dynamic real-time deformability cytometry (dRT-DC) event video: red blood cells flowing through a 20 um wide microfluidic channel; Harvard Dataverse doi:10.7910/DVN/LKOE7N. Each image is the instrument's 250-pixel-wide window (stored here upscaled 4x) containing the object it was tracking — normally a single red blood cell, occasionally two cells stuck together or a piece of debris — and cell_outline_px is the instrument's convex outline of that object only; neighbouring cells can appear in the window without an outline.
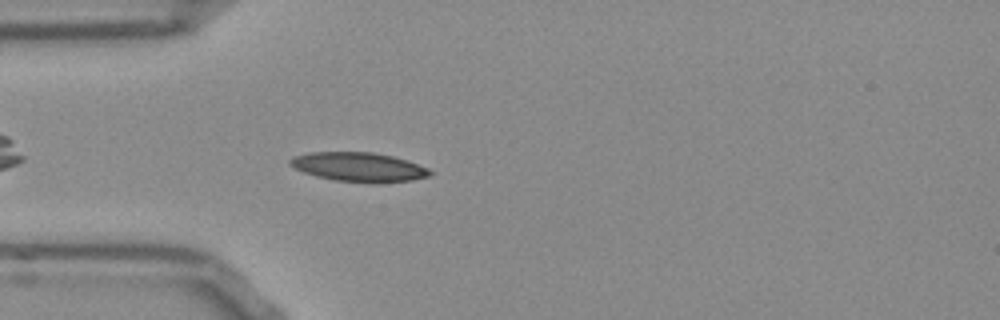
{"species": "Egyptian fruit bat (a non-hibernating species)", "species_latin": "Rousettus aegyptiacus", "temperature_condition": "room temperature", "stored_images_in_passage": 42, "camera_frame_rate_fps": 3000, "um_per_image_px": 0.085, "frame": {"image": 1, "passage_image": 4, "time_ms": 1.0, "image_size_px": [1000, 320], "cell_outline_px": [[432, 172], [428, 176], [412, 180], [376, 184], [372, 184], [336, 180], [316, 176], [304, 172], [288, 164], [288, 160], [292, 156], [308, 152], [372, 152], [392, 156], [428, 168]], "centroid_in_image_um": [30.46, 14.2], "position_along_channel_um": 54.5, "area_um2": 23.87}}
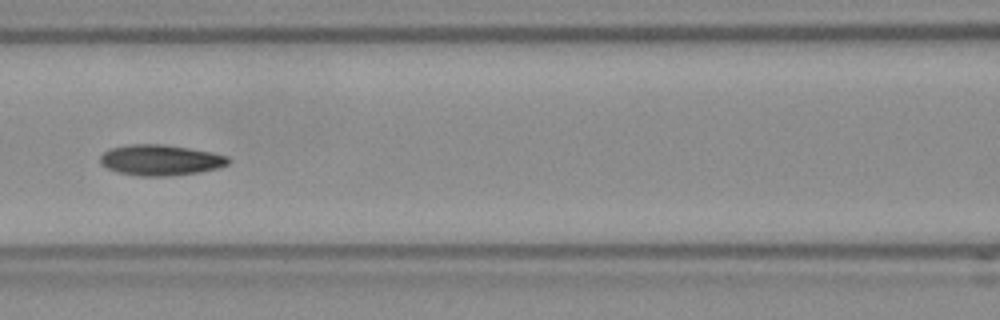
{"frame": {"image": 2, "passage_image": 12, "time_ms": 3.667, "image_size_px": [1000, 320], "cell_outline_px": [[228, 164], [216, 168], [196, 172], [168, 176], [140, 176], [116, 172], [100, 164], [100, 156], [104, 152], [112, 148], [128, 144], [164, 144], [212, 152], [228, 156]], "centroid_in_image_um": [13.6, 13.6], "position_along_channel_um": 153.0, "area_um2": 22.77}}
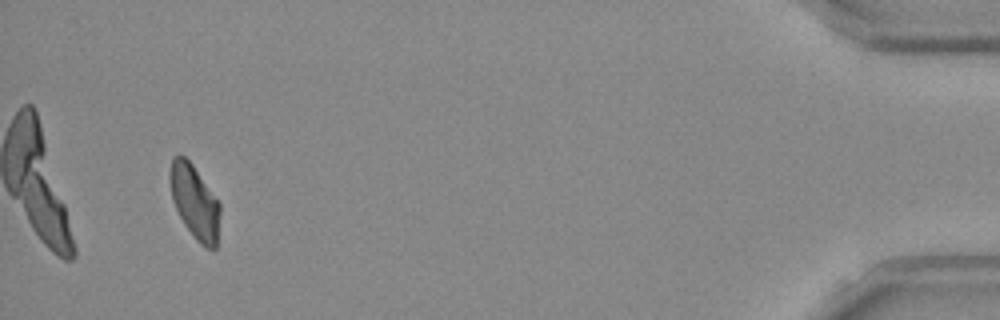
{"frame": {"image": 3, "passage_image": 39, "time_ms": 12.667, "image_size_px": [1000, 320], "cell_outline_px": [[220, 212], [216, 248], [208, 248], [200, 244], [196, 240], [184, 224], [172, 200], [168, 176], [172, 156], [184, 156], [192, 164], [220, 204]], "centroid_in_image_um": [16.52, 17.15], "position_along_channel_um": 418.7, "area_um2": 21.33}, "authors_computed_cell_mechanics": {"area_um2": 22.1952, "velocity_mm_per_s": 3.8422, "shape_relaxation_time_tau1_ms": 11.389, "shape_relaxation_time_tau2_ms": null, "deformation_change_tau1": 0.2147, "deformation_change_tau2": null}}